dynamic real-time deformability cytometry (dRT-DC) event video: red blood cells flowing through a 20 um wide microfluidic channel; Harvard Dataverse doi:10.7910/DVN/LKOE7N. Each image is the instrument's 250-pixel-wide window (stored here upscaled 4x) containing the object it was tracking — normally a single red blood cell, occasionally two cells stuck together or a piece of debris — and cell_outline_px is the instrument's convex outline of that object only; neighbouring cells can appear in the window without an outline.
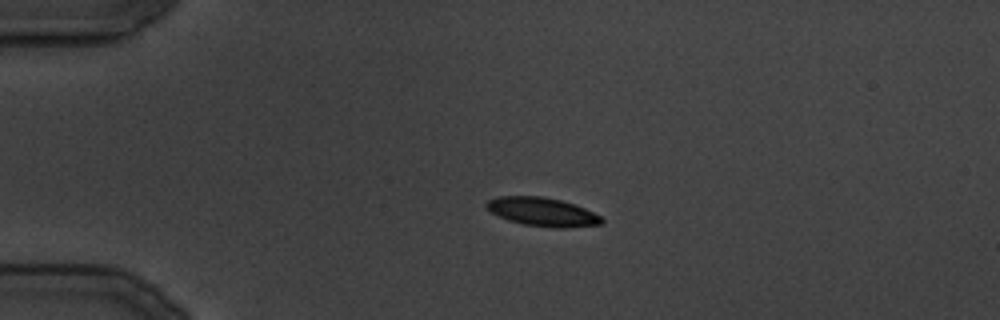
{"species": "common noctule bat (a hibernating species)", "species_latin": "Nyctalus noctula", "temperature_condition": "cold", "stored_images_in_passage": 27, "camera_frame_rate_fps": 3000, "um_per_image_px": 0.085, "animal": {"sex": "male", "body_mass_g": 19.5, "forearm_length_mm": 54.6}, "frame": {"image": 1, "passage_image": 1, "time_ms": 0.0, "image_size_px": [1000, 320], "cell_outline_px": [[604, 220], [600, 224], [564, 228], [552, 228], [524, 224], [508, 220], [492, 212], [484, 204], [488, 200], [500, 196], [544, 196], [560, 200], [584, 208], [600, 216]], "centroid_in_image_um": [46.09, 18.01], "position_along_channel_um": 38.9, "area_um2": 18.96}}
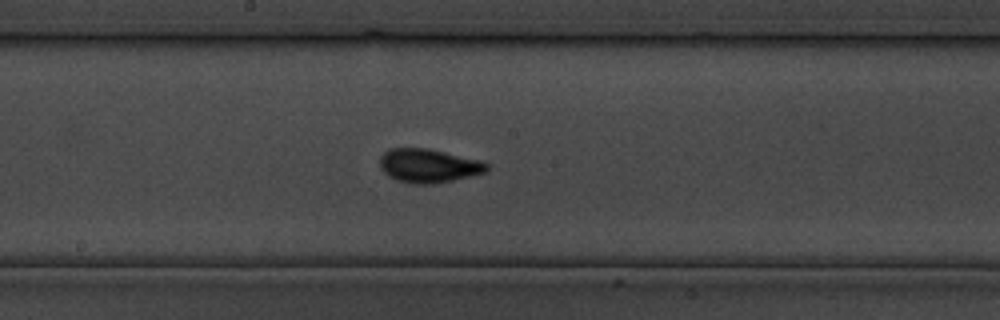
{"frame": {"image": 2, "passage_image": 12, "time_ms": 13.333, "image_size_px": [1000, 320], "cell_outline_px": [[488, 172], [452, 180], [432, 184], [416, 184], [396, 180], [388, 176], [380, 168], [380, 156], [388, 148], [428, 148], [480, 160], [488, 164]], "centroid_in_image_um": [36.41, 14.08], "position_along_channel_um": 211.8, "area_um2": 21.1}}
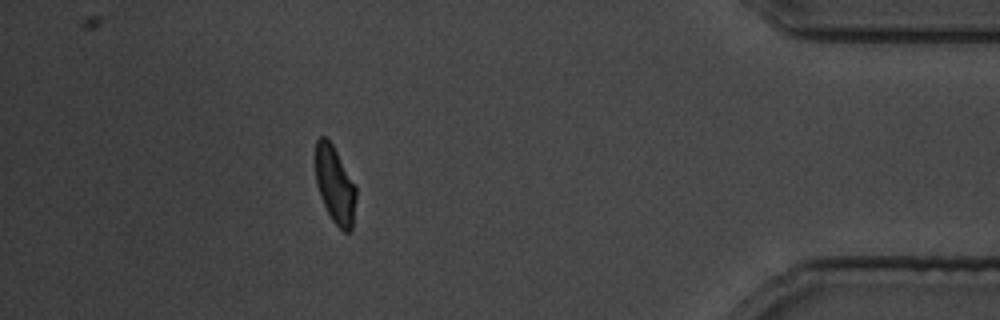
{"frame": {"image": 3, "passage_image": 24, "time_ms": 28.333, "image_size_px": [1000, 320], "cell_outline_px": [[356, 200], [352, 228], [348, 232], [344, 232], [332, 220], [320, 196], [316, 184], [316, 140], [320, 136], [324, 136], [332, 144], [356, 188]], "centroid_in_image_um": [28.47, 15.74], "position_along_channel_um": 406.7, "area_um2": 17.86}}